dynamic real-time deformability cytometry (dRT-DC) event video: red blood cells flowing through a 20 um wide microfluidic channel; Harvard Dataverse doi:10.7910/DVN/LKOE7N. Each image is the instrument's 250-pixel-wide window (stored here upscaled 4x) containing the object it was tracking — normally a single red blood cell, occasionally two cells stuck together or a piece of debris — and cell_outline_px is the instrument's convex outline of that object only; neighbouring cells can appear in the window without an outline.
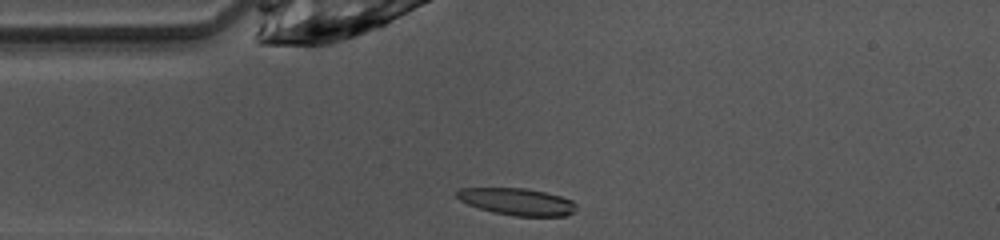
{"species": "common noctule bat (a hibernating species)", "species_latin": "Nyctalus noctula", "temperature_condition": "warm", "stored_images_in_passage": 38, "camera_frame_rate_fps": 3000, "um_per_image_px": 0.085, "animal": {"sex": "female", "body_mass_g": 10.0, "forearm_length_mm": 53.1}, "frame": {"image": 1, "passage_image": 1, "time_ms": 0.0, "image_size_px": [1000, 240], "cell_outline_px": [[576, 212], [564, 216], [516, 216], [492, 212], [468, 204], [460, 200], [456, 196], [456, 192], [460, 188], [524, 188], [544, 192], [560, 196], [572, 200], [576, 204]], "centroid_in_image_um": [43.98, 17.14], "position_along_channel_um": 41.0, "area_um2": 18.73}}
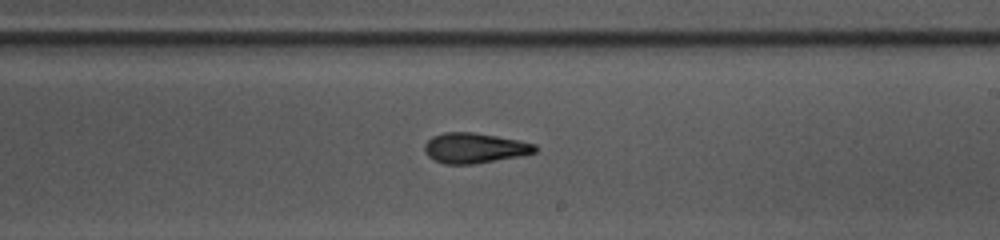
{"frame": {"image": 2, "passage_image": 17, "time_ms": 5.333, "image_size_px": [1000, 240], "cell_outline_px": [[536, 152], [520, 156], [472, 164], [444, 164], [428, 156], [424, 152], [424, 144], [432, 136], [444, 132], [472, 132], [520, 140], [536, 144]], "centroid_in_image_um": [40.32, 12.57], "position_along_channel_um": 248.7, "area_um2": 19.42}}
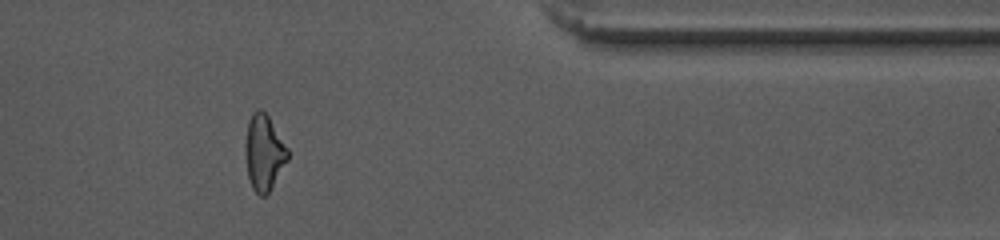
{"frame": {"image": 3, "passage_image": 29, "time_ms": 9.333, "image_size_px": [1000, 240], "cell_outline_px": [[288, 160], [268, 192], [264, 196], [260, 196], [252, 188], [248, 176], [244, 152], [244, 144], [248, 120], [252, 112], [256, 108], [260, 108], [268, 116], [288, 148]], "centroid_in_image_um": [22.41, 12.94], "position_along_channel_um": 389.0, "area_um2": 18.79}, "authors_computed_cell_mechanics": {"area_um2": 19.6809, "velocity_mm_per_s": 4.1139, "shape_relaxation_time_tau1_ms": 6.8913, "shape_relaxation_time_tau2_ms": 2.2865, "deformation_change_tau1": 0.2071, "deformation_change_tau2": 0.1114}}